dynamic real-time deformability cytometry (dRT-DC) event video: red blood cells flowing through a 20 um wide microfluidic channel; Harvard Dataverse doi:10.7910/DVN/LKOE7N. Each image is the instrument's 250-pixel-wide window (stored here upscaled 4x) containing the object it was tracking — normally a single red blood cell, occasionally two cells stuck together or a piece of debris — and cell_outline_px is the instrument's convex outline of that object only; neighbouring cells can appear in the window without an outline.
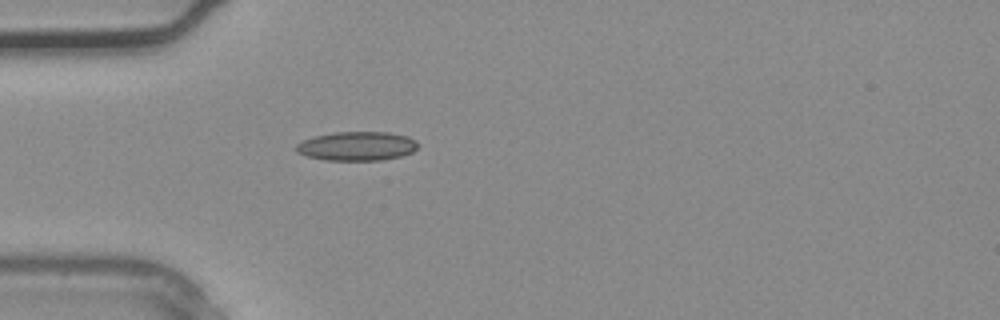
{"species": "common noctule bat (a hibernating species)", "species_latin": "Nyctalus noctula", "temperature_condition": "warm", "stored_images_in_passage": 2, "camera_frame_rate_fps": 3000, "um_per_image_px": 0.085, "animal": {"sex": "male", "body_mass_g": 20.4}, "frame": {"image": 1, "passage_image": 2, "time_ms": 0.333, "image_size_px": [1000, 320], "cell_outline_px": [[420, 144], [412, 152], [400, 156], [380, 160], [324, 160], [308, 156], [296, 152], [296, 144], [304, 140], [316, 136], [336, 132], [388, 132], [408, 136], [416, 140]], "centroid_in_image_um": [30.36, 12.41], "position_along_channel_um": 54.6, "area_um2": 20.52}}